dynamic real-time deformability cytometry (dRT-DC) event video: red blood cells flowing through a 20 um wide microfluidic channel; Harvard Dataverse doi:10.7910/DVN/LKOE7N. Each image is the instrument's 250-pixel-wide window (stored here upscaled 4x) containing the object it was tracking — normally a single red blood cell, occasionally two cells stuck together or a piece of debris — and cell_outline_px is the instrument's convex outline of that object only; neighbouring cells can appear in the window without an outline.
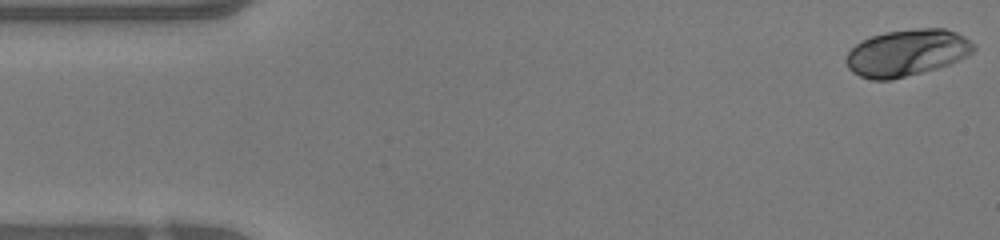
{"species": "human", "species_latin": "Homo sapiens", "temperature_condition": "warm", "stored_images_in_passage": 47, "camera_frame_rate_fps": 3000, "um_per_image_px": 0.085, "donor": {"sex": "female"}, "frame": {"image": 1, "passage_image": 1, "time_ms": 0.0, "image_size_px": [1000, 240], "cell_outline_px": [[976, 48], [968, 56], [960, 60], [936, 68], [892, 80], [872, 80], [860, 76], [852, 72], [848, 68], [844, 60], [848, 52], [856, 44], [872, 36], [884, 32], [916, 28], [944, 28], [956, 32], [964, 36], [976, 44]], "centroid_in_image_um": [77.09, 4.48], "position_along_channel_um": 7.9, "area_um2": 34.85}}
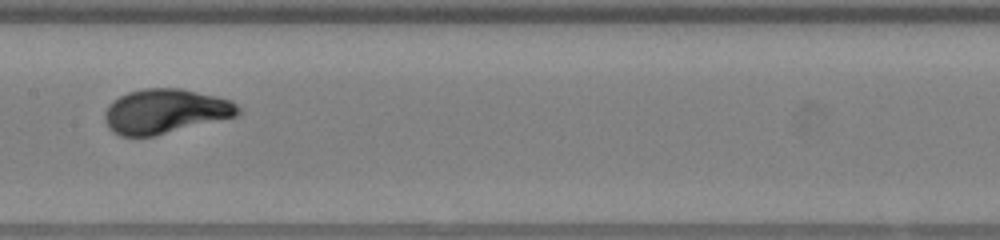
{"frame": {"image": 2, "passage_image": 23, "time_ms": 7.333, "image_size_px": [1000, 240], "cell_outline_px": [[240, 112], [236, 116], [156, 136], [120, 136], [112, 132], [108, 128], [104, 120], [104, 112], [108, 104], [112, 100], [128, 92], [144, 88], [180, 88], [216, 96], [232, 100], [240, 108]], "centroid_in_image_um": [14.01, 9.46], "position_along_channel_um": 193.4, "area_um2": 34.85}}
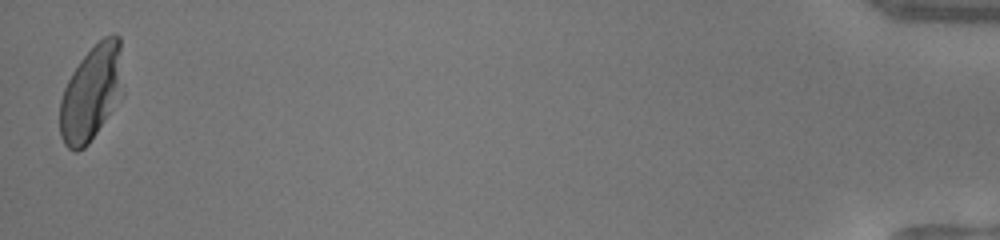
{"frame": {"image": 3, "passage_image": 47, "time_ms": 15.333, "image_size_px": [1000, 240], "cell_outline_px": [[124, 96], [88, 144], [84, 148], [76, 152], [72, 152], [64, 144], [60, 136], [60, 100], [64, 88], [72, 72], [80, 60], [104, 36], [112, 32], [120, 36], [124, 92]], "centroid_in_image_um": [7.8, 7.91], "position_along_channel_um": 427.4, "area_um2": 35.84}, "authors_computed_cell_mechanics": {"area_um2": 33.524, "velocity_mm_per_s": 4.2387, "shape_relaxation_time_tau1_ms": 3.2854, "shape_relaxation_time_tau2_ms": null, "deformation_change_tau1": 0.1987, "deformation_change_tau2": null}}